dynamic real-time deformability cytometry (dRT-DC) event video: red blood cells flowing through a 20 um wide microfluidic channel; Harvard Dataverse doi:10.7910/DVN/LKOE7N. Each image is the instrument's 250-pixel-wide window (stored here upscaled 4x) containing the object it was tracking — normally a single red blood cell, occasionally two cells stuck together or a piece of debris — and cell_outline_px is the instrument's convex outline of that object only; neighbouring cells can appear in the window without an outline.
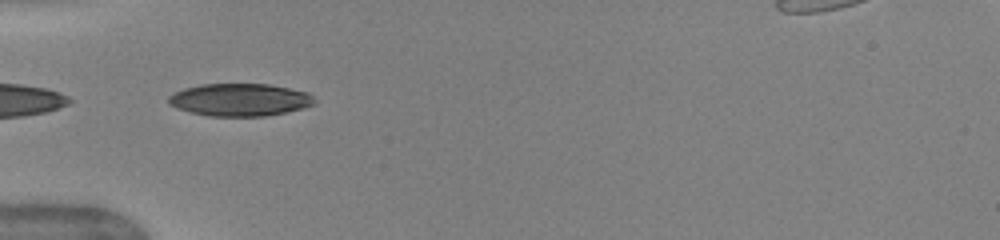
{"species": "human", "species_latin": "Homo sapiens", "temperature_condition": "warm", "stored_images_in_passage": 34, "camera_frame_rate_fps": 3000, "um_per_image_px": 0.085, "donor": {"sex": "female"}, "frame": {"image": 1, "passage_image": 1, "time_ms": 0.0, "image_size_px": [1000, 240], "cell_outline_px": [[316, 104], [304, 108], [264, 116], [208, 116], [176, 108], [168, 104], [168, 96], [184, 88], [200, 84], [268, 84], [308, 92], [316, 100]], "centroid_in_image_um": [20.39, 8.48], "position_along_channel_um": 64.6, "area_um2": 27.69}, "authors_computed_cell_mechanics": {"area_um2": 29.1601, "velocity_mm_per_s": 4.0584, "shape_relaxation_time_tau1_ms": 3.7352, "shape_relaxation_time_tau2_ms": 0.7381, "deformation_change_tau1": 0.1689, "deformation_change_tau2": 0.0499}}